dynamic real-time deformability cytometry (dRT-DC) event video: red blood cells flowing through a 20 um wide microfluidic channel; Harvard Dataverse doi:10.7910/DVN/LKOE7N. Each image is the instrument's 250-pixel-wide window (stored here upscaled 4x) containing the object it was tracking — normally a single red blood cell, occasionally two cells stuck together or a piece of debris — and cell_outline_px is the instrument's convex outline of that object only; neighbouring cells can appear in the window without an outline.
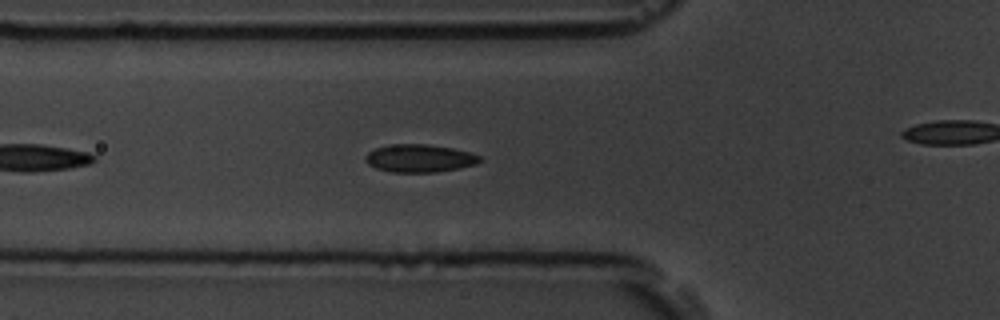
{"species": "common noctule bat (a hibernating species)", "species_latin": "Nyctalus noctula", "temperature_condition": "room temperature", "stored_images_in_passage": 33, "camera_frame_rate_fps": 3000, "um_per_image_px": 0.085, "animal": {"sex": "male", "body_mass_g": 19.5, "forearm_length_mm": 54.6}, "frame": {"image": 1, "passage_image": 6, "time_ms": 1.667, "image_size_px": [1000, 320], "cell_outline_px": [[484, 160], [476, 164], [436, 172], [392, 172], [376, 168], [368, 164], [364, 160], [364, 156], [368, 152], [376, 148], [388, 144], [428, 144], [452, 148], [468, 152], [480, 156]], "centroid_in_image_um": [35.63, 13.45], "position_along_channel_um": 90.2, "area_um2": 18.55}}
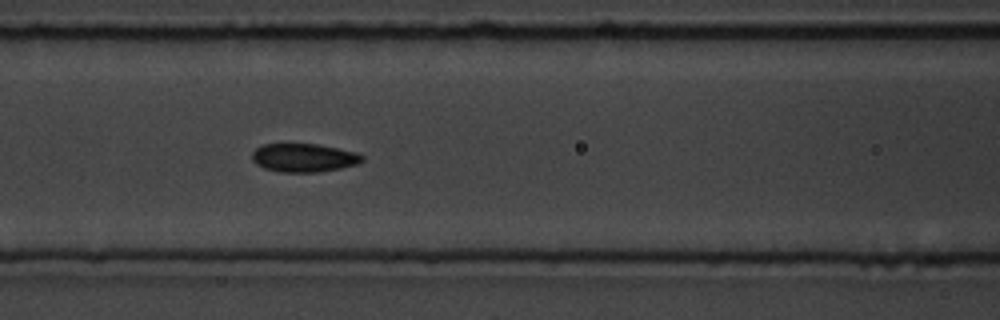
{"frame": {"image": 2, "passage_image": 10, "time_ms": 3.0, "image_size_px": [1000, 320], "cell_outline_px": [[364, 160], [356, 164], [340, 168], [320, 172], [280, 172], [264, 168], [256, 164], [252, 160], [252, 152], [256, 148], [264, 144], [320, 144], [356, 152], [364, 156]], "centroid_in_image_um": [25.82, 13.41], "position_along_channel_um": 140.8, "area_um2": 18.32}, "authors_computed_cell_mechanics": {"area_um2": 18.4382, "velocity_mm_per_s": 3.7723, "shape_relaxation_time_tau1_ms": 3.9218, "shape_relaxation_time_tau2_ms": 1.899, "deformation_change_tau1": 0.0824, "deformation_change_tau2": 0.0595}}